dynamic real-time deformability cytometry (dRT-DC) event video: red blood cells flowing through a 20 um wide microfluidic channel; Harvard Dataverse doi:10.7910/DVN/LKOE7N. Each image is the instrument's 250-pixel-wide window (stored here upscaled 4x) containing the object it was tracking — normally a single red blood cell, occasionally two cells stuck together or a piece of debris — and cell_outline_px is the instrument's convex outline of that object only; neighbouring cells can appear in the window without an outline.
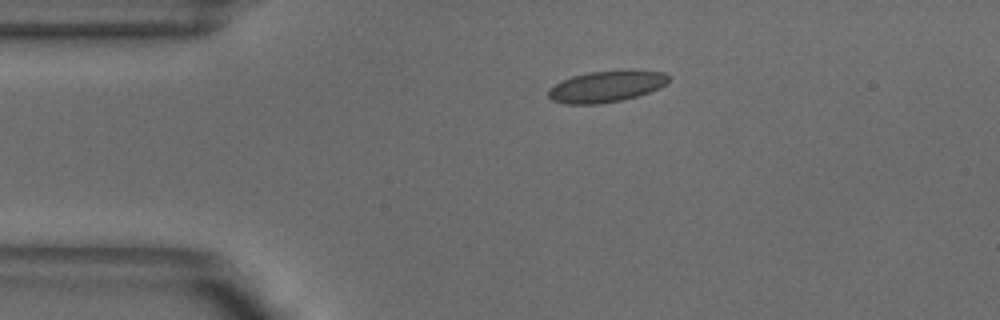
{"species": "common noctule bat (a hibernating species)", "species_latin": "Nyctalus noctula", "temperature_condition": "warm", "stored_images_in_passage": 42, "camera_frame_rate_fps": 3000, "um_per_image_px": 0.085, "animal": {"sex": "male", "body_mass_g": 18.8}, "frame": {"image": 1, "passage_image": 1, "time_ms": 0.0, "image_size_px": [1000, 320], "cell_outline_px": [[668, 80], [660, 88], [636, 96], [620, 100], [596, 104], [564, 104], [552, 100], [548, 96], [548, 88], [572, 76], [588, 72], [628, 68], [664, 72], [668, 76]], "centroid_in_image_um": [51.54, 7.32], "position_along_channel_um": 33.5, "area_um2": 22.2}}
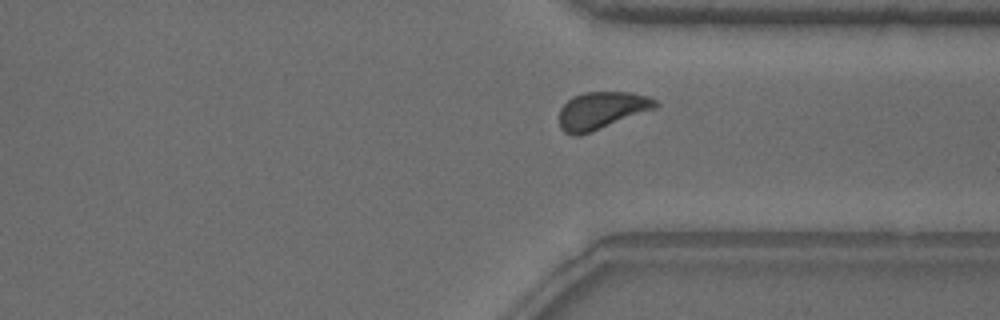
{"frame": {"image": 2, "passage_image": 29, "time_ms": 9.333, "image_size_px": [1000, 320], "cell_outline_px": [[660, 104], [656, 108], [592, 132], [580, 136], [572, 136], [564, 132], [560, 128], [560, 108], [572, 96], [584, 92], [632, 92], [648, 96], [656, 100]], "centroid_in_image_um": [51.13, 9.39], "position_along_channel_um": 360.3, "area_um2": 21.15}}
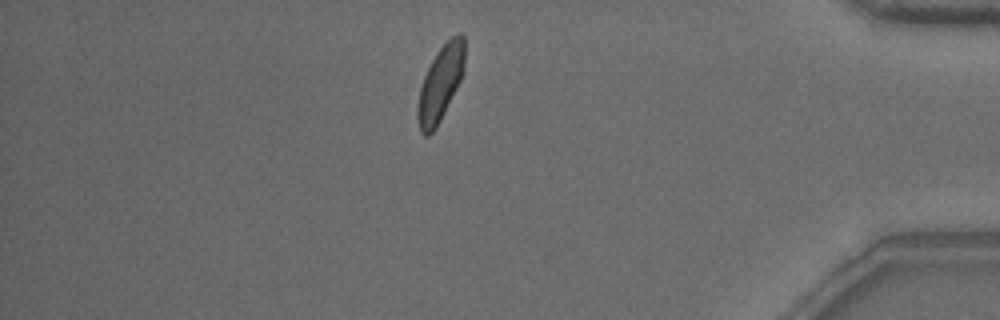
{"frame": {"image": 3, "passage_image": 35, "time_ms": 11.333, "image_size_px": [1000, 320], "cell_outline_px": [[464, 68], [460, 80], [436, 128], [428, 136], [424, 136], [420, 132], [416, 116], [416, 108], [420, 88], [424, 76], [436, 52], [456, 32], [460, 32], [464, 36]], "centroid_in_image_um": [37.41, 7.1], "position_along_channel_um": 397.8, "area_um2": 20.46}, "authors_computed_cell_mechanics": {"area_um2": 20.6346, "velocity_mm_per_s": 3.8544, "shape_relaxation_time_tau1_ms": 7.5268, "shape_relaxation_time_tau2_ms": 0.6852, "deformation_change_tau1": 0.1199, "deformation_change_tau2": 0.0422}}